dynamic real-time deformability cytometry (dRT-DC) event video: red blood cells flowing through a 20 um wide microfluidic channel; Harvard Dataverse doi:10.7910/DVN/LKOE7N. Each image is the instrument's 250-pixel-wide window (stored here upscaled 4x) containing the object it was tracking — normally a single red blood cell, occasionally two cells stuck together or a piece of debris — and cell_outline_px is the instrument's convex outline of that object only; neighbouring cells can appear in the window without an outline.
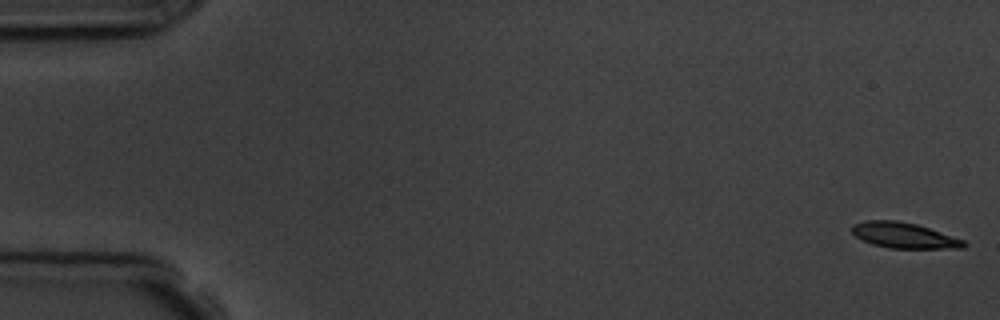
{"species": "common noctule bat (a hibernating species)", "species_latin": "Nyctalus noctula", "temperature_condition": "room temperature", "stored_images_in_passage": 5, "camera_frame_rate_fps": 3000, "um_per_image_px": 0.085, "animal": {"sex": "male", "body_mass_g": 19.5, "forearm_length_mm": 54.6}, "frame": {"image": 1, "passage_image": 1, "time_ms": 0.0, "image_size_px": [1000, 320], "cell_outline_px": [[968, 244], [964, 248], [888, 248], [872, 244], [856, 236], [852, 232], [852, 224], [864, 220], [896, 220], [916, 224], [964, 240]], "centroid_in_image_um": [76.83, 20.0], "position_along_channel_um": 8.2, "area_um2": 16.59}}
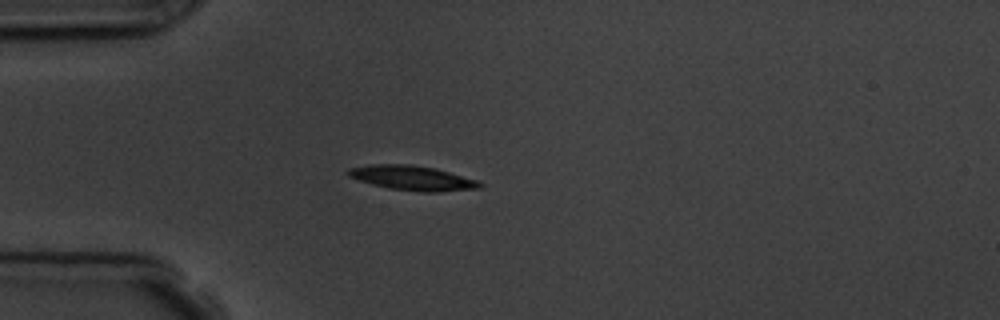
{"frame": {"image": 2, "passage_image": 5, "time_ms": 4.667, "image_size_px": [1000, 320], "cell_outline_px": [[484, 184], [480, 188], [440, 192], [424, 192], [388, 188], [372, 184], [348, 176], [344, 172], [348, 168], [372, 164], [408, 164], [432, 168], [448, 172], [476, 180]], "centroid_in_image_um": [35.01, 15.13], "position_along_channel_um": 50.0, "area_um2": 18.73}}